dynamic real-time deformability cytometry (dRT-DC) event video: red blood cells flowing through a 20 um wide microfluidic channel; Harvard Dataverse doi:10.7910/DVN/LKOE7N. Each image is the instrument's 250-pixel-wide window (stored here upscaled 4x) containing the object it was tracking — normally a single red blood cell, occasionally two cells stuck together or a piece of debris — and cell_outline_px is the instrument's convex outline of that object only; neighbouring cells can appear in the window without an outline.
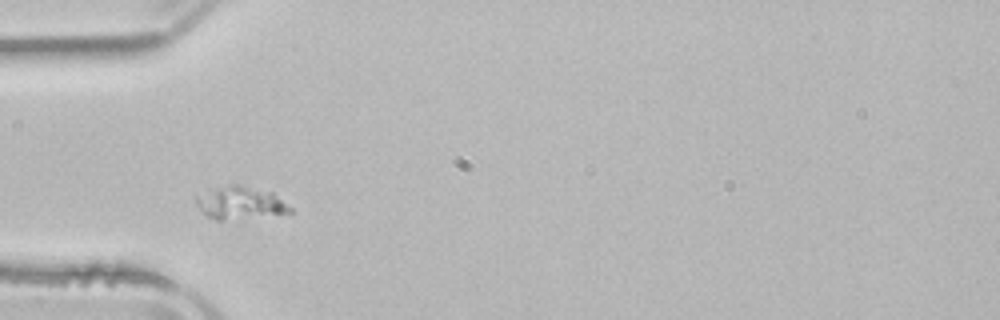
{"species": "common noctule bat (a hibernating species)", "species_latin": "Nyctalus noctula", "temperature_condition": "room temperature", "stored_images_in_passage": 3, "camera_frame_rate_fps": 3000, "um_per_image_px": 0.085, "animal": {"sex": "male", "body_mass_g": 21.5, "forearm_length_mm": 52.0}, "frame": {"image": 1, "passage_image": 1, "time_ms": 0.0, "image_size_px": [1000, 320], "cell_outline_px": [[292, 212], [220, 220], [216, 220], [208, 216], [196, 204], [196, 196], [228, 184], [240, 184], [272, 192], [292, 208]], "centroid_in_image_um": [20.42, 17.22], "position_along_channel_um": 64.6, "area_um2": 17.28}}
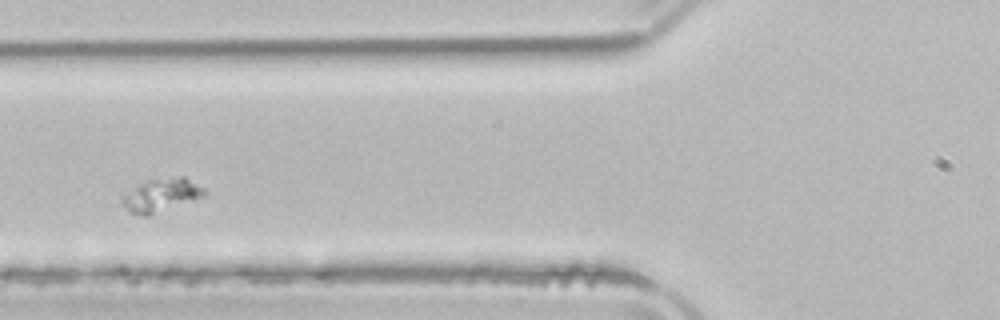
{"frame": {"image": 2, "passage_image": 2, "time_ms": 1.333, "image_size_px": [1000, 320], "cell_outline_px": [[208, 192], [204, 196], [148, 216], [144, 216], [128, 212], [120, 200], [120, 192], [148, 180], [180, 176], [184, 176], [204, 188]], "centroid_in_image_um": [13.63, 16.58], "position_along_channel_um": 112.2, "area_um2": 16.18}}
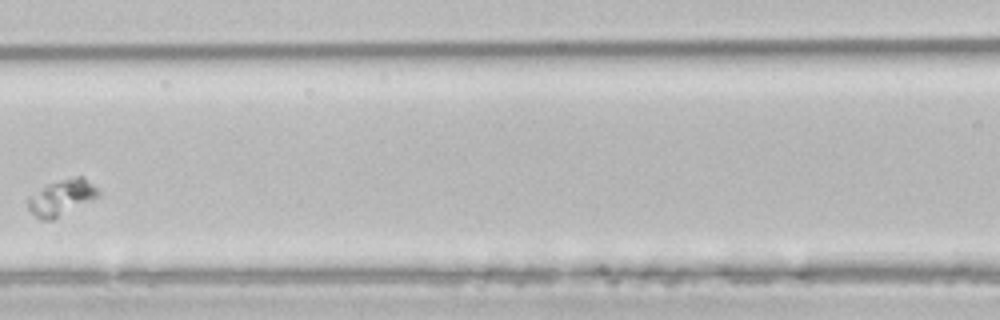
{"frame": {"image": 3, "passage_image": 3, "time_ms": 2.667, "image_size_px": [1000, 320], "cell_outline_px": [[100, 196], [56, 220], [40, 220], [28, 208], [28, 200], [48, 184], [76, 176], [80, 176], [100, 188]], "centroid_in_image_um": [5.32, 16.83], "position_along_channel_um": 161.3, "area_um2": 14.57}}